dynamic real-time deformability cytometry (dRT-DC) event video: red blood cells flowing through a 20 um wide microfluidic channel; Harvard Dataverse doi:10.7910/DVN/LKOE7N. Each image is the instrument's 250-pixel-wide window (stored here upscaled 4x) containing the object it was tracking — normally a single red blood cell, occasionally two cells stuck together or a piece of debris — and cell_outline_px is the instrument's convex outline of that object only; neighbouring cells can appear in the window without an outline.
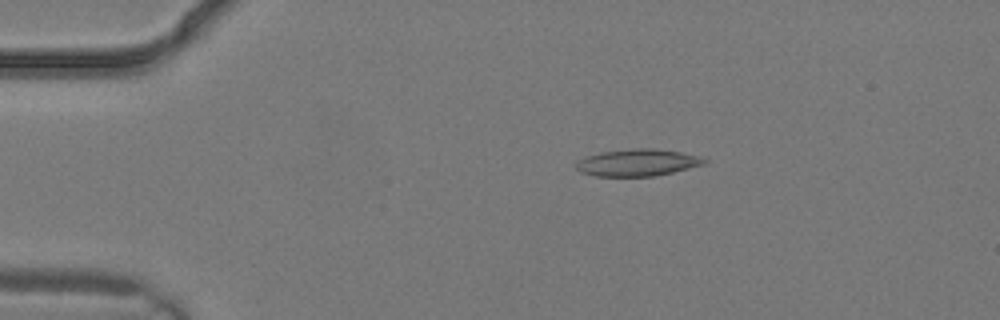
{"species": "common noctule bat (a hibernating species)", "species_latin": "Nyctalus noctula", "temperature_condition": "warm", "stored_images_in_passage": 2, "camera_frame_rate_fps": 3000, "um_per_image_px": 0.085, "animal": {"sex": "male", "body_mass_g": 19.2, "forearm_length_mm": 51.8}, "frame": {"image": 1, "passage_image": 2, "time_ms": 0.333, "image_size_px": [1000, 320], "cell_outline_px": [[708, 164], [656, 176], [596, 176], [580, 172], [576, 168], [576, 160], [584, 156], [600, 152], [636, 148], [652, 148], [680, 152], [700, 156], [708, 160]], "centroid_in_image_um": [54.2, 13.82], "position_along_channel_um": 30.8, "area_um2": 20.4}}